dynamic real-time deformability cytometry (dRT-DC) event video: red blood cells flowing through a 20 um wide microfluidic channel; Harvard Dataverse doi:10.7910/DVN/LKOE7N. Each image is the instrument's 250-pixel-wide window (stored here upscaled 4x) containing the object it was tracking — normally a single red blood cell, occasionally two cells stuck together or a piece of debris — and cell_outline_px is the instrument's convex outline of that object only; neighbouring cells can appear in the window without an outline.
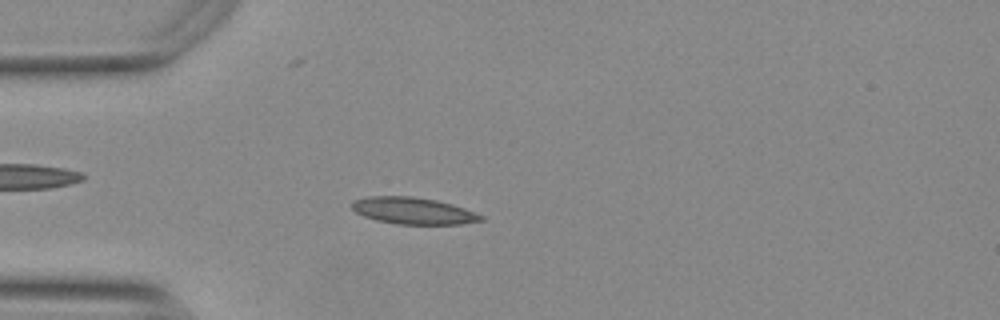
{"species": "Egyptian fruit bat (a non-hibernating species)", "species_latin": "Rousettus aegyptiacus", "temperature_condition": "warm", "stored_images_in_passage": 47, "camera_frame_rate_fps": 3000, "um_per_image_px": 0.085, "animal": {"sex": "female"}, "frame": {"image": 1, "passage_image": 14, "time_ms": 4.333, "image_size_px": [1000, 320], "cell_outline_px": [[484, 220], [460, 224], [396, 224], [376, 220], [364, 216], [356, 212], [352, 208], [352, 200], [368, 196], [412, 196], [436, 200], [452, 204], [464, 208], [484, 216]], "centroid_in_image_um": [35.11, 17.91], "position_along_channel_um": 49.9, "area_um2": 20.11}}
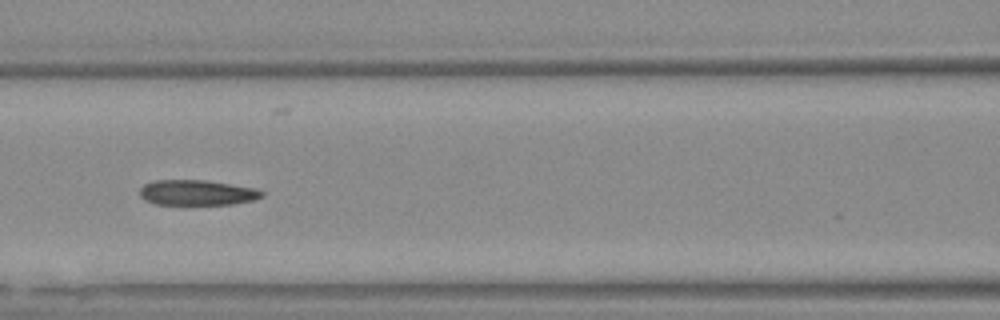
{"frame": {"image": 2, "passage_image": 23, "time_ms": 7.333, "image_size_px": [1000, 320], "cell_outline_px": [[264, 196], [252, 200], [232, 204], [156, 204], [144, 200], [140, 196], [140, 188], [144, 184], [156, 180], [204, 180], [256, 188], [264, 192]], "centroid_in_image_um": [16.74, 16.37], "position_along_channel_um": 149.9, "area_um2": 17.92}}
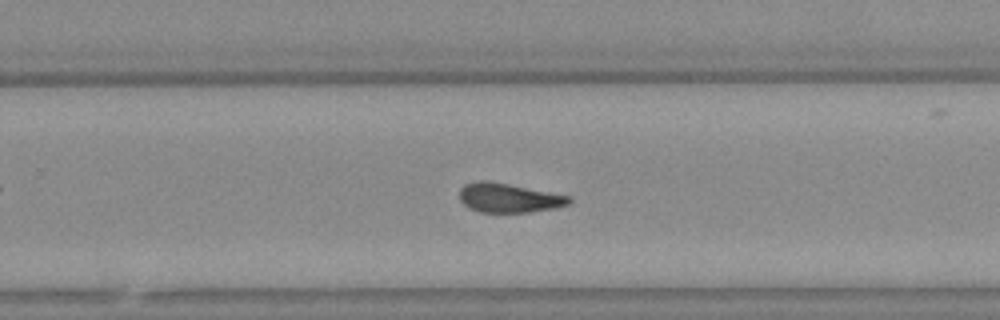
{"frame": {"image": 3, "passage_image": 34, "time_ms": 11.0, "image_size_px": [1000, 320], "cell_outline_px": [[572, 200], [568, 204], [556, 208], [528, 212], [480, 212], [468, 208], [460, 200], [460, 188], [464, 184], [476, 180], [484, 180], [508, 184], [572, 196]], "centroid_in_image_um": [43.24, 16.82], "position_along_channel_um": 286.6, "area_um2": 18.73}, "authors_computed_cell_mechanics": {"area_um2": 18.9584, "velocity_mm_per_s": 3.7439, "shape_relaxation_time_tau1_ms": 7.2004, "shape_relaxation_time_tau2_ms": 3.1375, "deformation_change_tau1": 0.1896, "deformation_change_tau2": 0.1171}}